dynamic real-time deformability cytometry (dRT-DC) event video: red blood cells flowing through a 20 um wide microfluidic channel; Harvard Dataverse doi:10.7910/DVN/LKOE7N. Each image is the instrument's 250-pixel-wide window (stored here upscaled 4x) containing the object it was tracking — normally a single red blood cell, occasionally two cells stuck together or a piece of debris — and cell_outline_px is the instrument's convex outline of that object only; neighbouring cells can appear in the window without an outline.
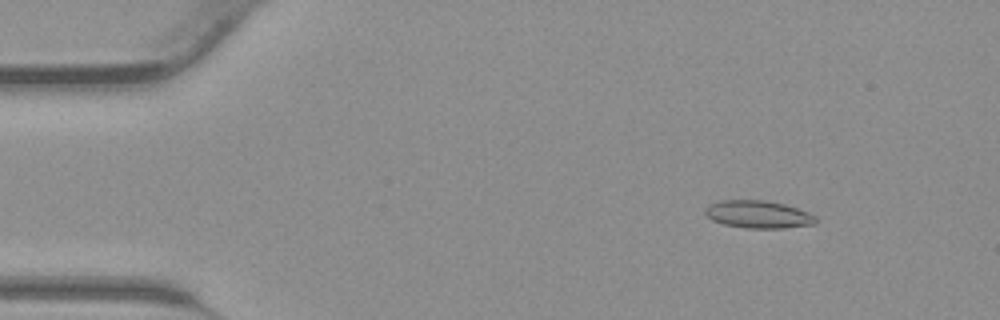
{"species": "common noctule bat (a hibernating species)", "species_latin": "Nyctalus noctula", "temperature_condition": "warm", "stored_images_in_passage": 13, "camera_frame_rate_fps": 3000, "um_per_image_px": 0.085, "animal": {"sex": "male", "body_mass_g": 23.1, "forearm_length_mm": 52.7}, "frame": {"image": 1, "passage_image": 6, "time_ms": 1.667, "image_size_px": [1000, 320], "cell_outline_px": [[816, 224], [784, 228], [744, 228], [724, 224], [712, 220], [704, 212], [704, 208], [708, 204], [720, 200], [764, 200], [784, 204], [808, 212], [816, 216]], "centroid_in_image_um": [64.43, 18.22], "position_along_channel_um": 20.6, "area_um2": 17.86}}